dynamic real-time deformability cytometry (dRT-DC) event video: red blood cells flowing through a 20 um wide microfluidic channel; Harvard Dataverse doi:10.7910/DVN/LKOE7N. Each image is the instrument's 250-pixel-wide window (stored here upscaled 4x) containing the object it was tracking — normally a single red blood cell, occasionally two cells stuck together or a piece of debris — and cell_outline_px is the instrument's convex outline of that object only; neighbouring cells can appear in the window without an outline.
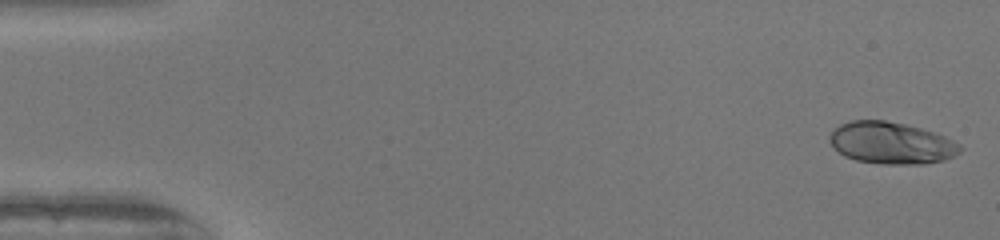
{"species": "human", "species_latin": "Homo sapiens", "temperature_condition": "warm", "stored_images_in_passage": 50, "camera_frame_rate_fps": 3000, "um_per_image_px": 0.085, "donor": {"sex": "female"}, "frame": {"image": 1, "passage_image": 1, "time_ms": 0.0, "image_size_px": [1000, 240], "cell_outline_px": [[964, 148], [960, 152], [944, 160], [924, 164], [884, 164], [856, 160], [844, 156], [828, 140], [832, 132], [840, 124], [852, 120], [884, 120], [904, 124], [920, 128], [944, 136], [960, 144]], "centroid_in_image_um": [75.77, 12.16], "position_along_channel_um": 9.2, "area_um2": 31.62}}
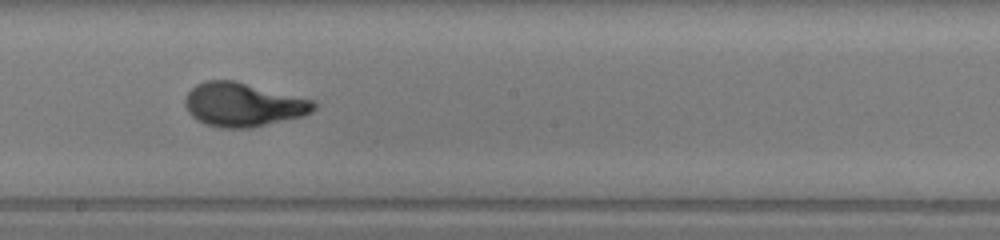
{"frame": {"image": 2, "passage_image": 28, "time_ms": 9.0, "image_size_px": [1000, 240], "cell_outline_px": [[316, 108], [312, 112], [304, 116], [248, 128], [224, 128], [204, 124], [196, 120], [188, 112], [184, 104], [184, 100], [188, 92], [196, 84], [208, 80], [232, 80], [316, 100]], "centroid_in_image_um": [20.67, 8.9], "position_along_channel_um": 227.5, "area_um2": 32.95}}
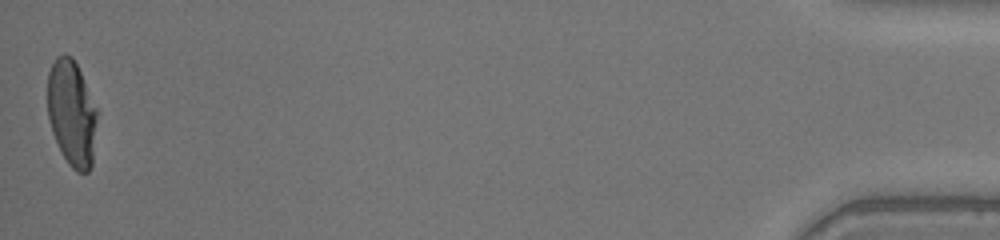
{"frame": {"image": 3, "passage_image": 50, "time_ms": 16.333, "image_size_px": [1000, 240], "cell_outline_px": [[96, 120], [92, 164], [88, 172], [76, 172], [68, 164], [52, 132], [48, 116], [48, 72], [56, 56], [64, 52], [72, 56], [80, 72], [96, 108]], "centroid_in_image_um": [6.08, 9.59], "position_along_channel_um": 429.1, "area_um2": 30.23}, "authors_computed_cell_mechanics": {"area_um2": 31.4721, "velocity_mm_per_s": 4.0937, "shape_relaxation_time_tau1_ms": 5.8443, "shape_relaxation_time_tau2_ms": null, "deformation_change_tau1": 0.2765, "deformation_change_tau2": null}}